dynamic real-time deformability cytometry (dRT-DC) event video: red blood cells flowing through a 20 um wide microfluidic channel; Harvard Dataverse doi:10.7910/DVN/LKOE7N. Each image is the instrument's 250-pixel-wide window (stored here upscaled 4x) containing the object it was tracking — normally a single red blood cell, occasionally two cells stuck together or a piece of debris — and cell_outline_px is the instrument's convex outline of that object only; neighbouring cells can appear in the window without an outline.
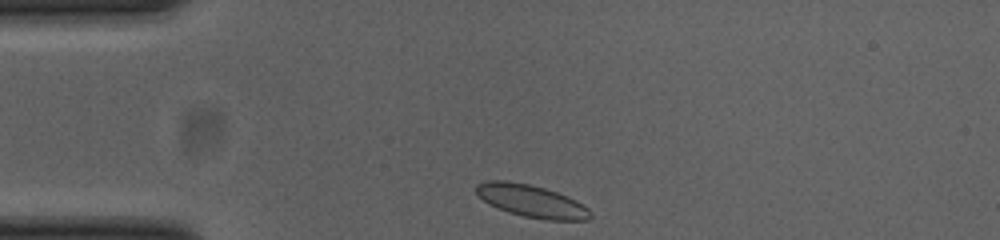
{"species": "common noctule bat (a hibernating species)", "species_latin": "Nyctalus noctula", "temperature_condition": "cold", "stored_images_in_passage": 32, "camera_frame_rate_fps": 3000, "um_per_image_px": 0.085, "animal": {"sex": "female", "body_mass_g": 23.0, "forearm_length_mm": 53.4}, "frame": {"image": 1, "passage_image": 1, "time_ms": 0.0, "image_size_px": [1000, 240], "cell_outline_px": [[592, 216], [588, 220], [548, 220], [524, 216], [508, 212], [488, 204], [476, 192], [476, 184], [488, 180], [508, 180], [528, 184], [544, 188], [568, 196], [576, 200], [588, 208], [592, 212]], "centroid_in_image_um": [45.19, 17.08], "position_along_channel_um": 39.8, "area_um2": 21.56}}
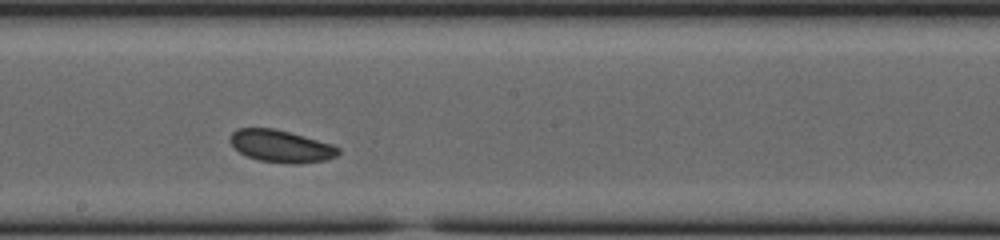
{"frame": {"image": 2, "passage_image": 18, "time_ms": 5.667, "image_size_px": [1000, 240], "cell_outline_px": [[340, 152], [336, 156], [328, 160], [300, 164], [288, 164], [256, 160], [240, 152], [232, 144], [232, 132], [236, 128], [272, 128], [304, 136], [332, 144], [340, 148]], "centroid_in_image_um": [23.93, 12.44], "position_along_channel_um": 224.3, "area_um2": 20.29}}
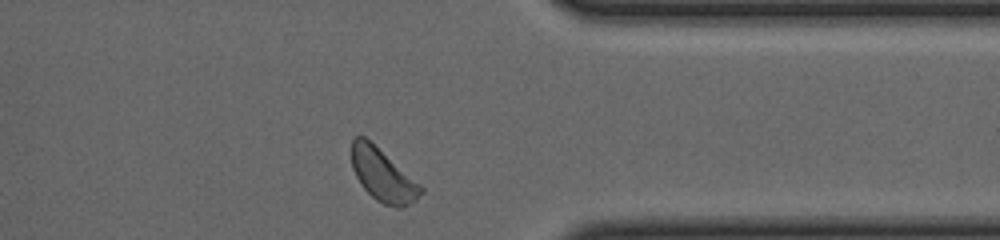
{"frame": {"image": 3, "passage_image": 31, "time_ms": 10.0, "image_size_px": [1000, 240], "cell_outline_px": [[424, 192], [416, 200], [404, 208], [396, 208], [384, 204], [376, 200], [360, 184], [352, 168], [352, 136], [364, 136], [420, 184], [424, 188]], "centroid_in_image_um": [32.55, 14.92], "position_along_channel_um": 378.9, "area_um2": 21.04}, "authors_computed_cell_mechanics": {"area_um2": 20.2011, "velocity_mm_per_s": 3.7745, "shape_relaxation_time_tau1_ms": null, "shape_relaxation_time_tau2_ms": 1.0958, "deformation_change_tau1": null, "deformation_change_tau2": 0.0523}}